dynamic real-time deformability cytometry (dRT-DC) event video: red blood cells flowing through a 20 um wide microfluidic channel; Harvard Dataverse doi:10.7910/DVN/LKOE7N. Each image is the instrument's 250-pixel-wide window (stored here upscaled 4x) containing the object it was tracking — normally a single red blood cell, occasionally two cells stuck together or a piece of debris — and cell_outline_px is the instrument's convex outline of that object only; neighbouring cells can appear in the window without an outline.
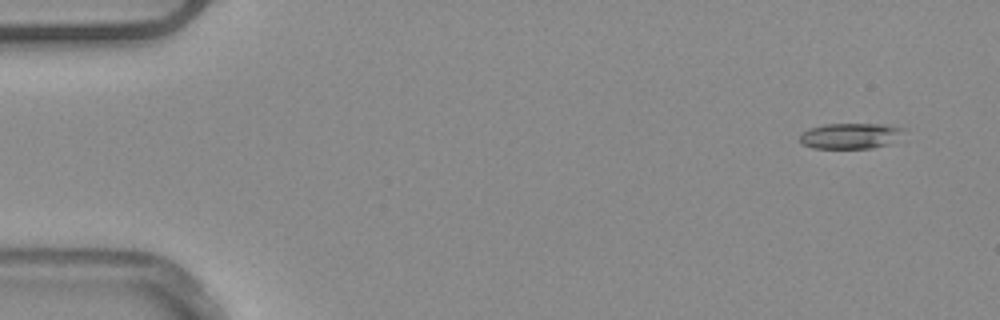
{"species": "common noctule bat (a hibernating species)", "species_latin": "Nyctalus noctula", "temperature_condition": "warm", "stored_images_in_passage": 53, "camera_frame_rate_fps": 3000, "um_per_image_px": 0.085, "animal": {"sex": "male", "body_mass_g": 20.4}, "frame": {"image": 1, "passage_image": 4, "time_ms": 1.0, "image_size_px": [1000, 320], "cell_outline_px": [[908, 128], [888, 144], [872, 148], [812, 148], [800, 144], [800, 132], [808, 128], [824, 124], [884, 124]], "centroid_in_image_um": [72.23, 11.54], "position_along_channel_um": 12.8, "area_um2": 15.66}}
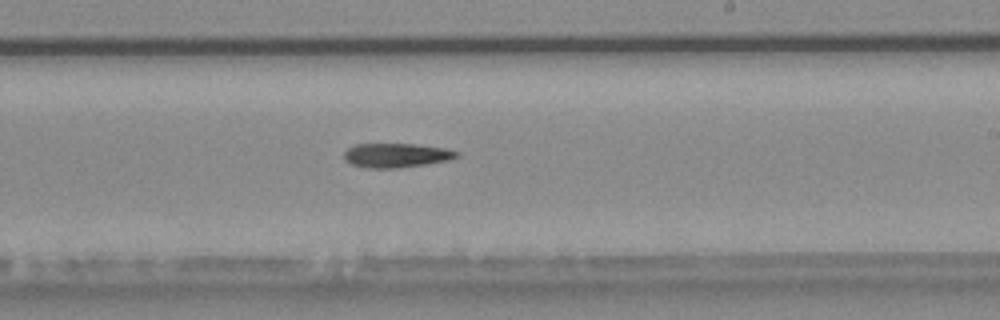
{"frame": {"image": 2, "passage_image": 32, "time_ms": 10.333, "image_size_px": [1000, 320], "cell_outline_px": [[460, 156], [448, 160], [424, 164], [396, 168], [368, 168], [352, 164], [344, 160], [344, 152], [348, 148], [356, 144], [412, 144], [444, 148], [460, 152]], "centroid_in_image_um": [33.67, 13.2], "position_along_channel_um": 255.3, "area_um2": 15.78}}
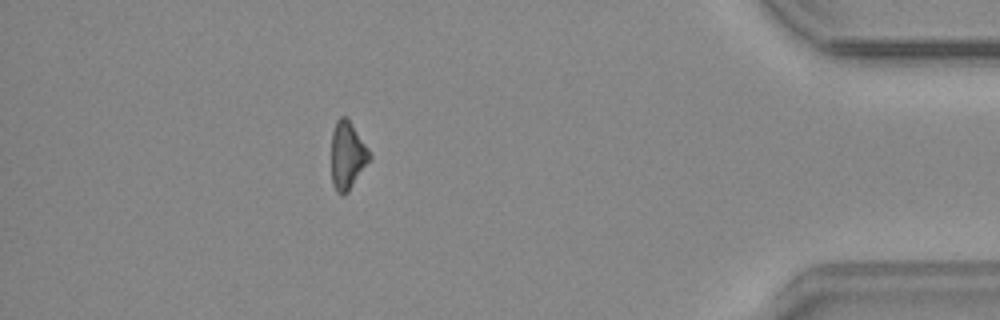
{"frame": {"image": 3, "passage_image": 47, "time_ms": 15.333, "image_size_px": [1000, 320], "cell_outline_px": [[372, 156], [348, 192], [344, 196], [340, 196], [336, 192], [332, 184], [332, 132], [336, 120], [340, 116], [344, 116], [348, 120], [368, 148]], "centroid_in_image_um": [29.51, 13.26], "position_along_channel_um": 405.7, "area_um2": 14.91}}